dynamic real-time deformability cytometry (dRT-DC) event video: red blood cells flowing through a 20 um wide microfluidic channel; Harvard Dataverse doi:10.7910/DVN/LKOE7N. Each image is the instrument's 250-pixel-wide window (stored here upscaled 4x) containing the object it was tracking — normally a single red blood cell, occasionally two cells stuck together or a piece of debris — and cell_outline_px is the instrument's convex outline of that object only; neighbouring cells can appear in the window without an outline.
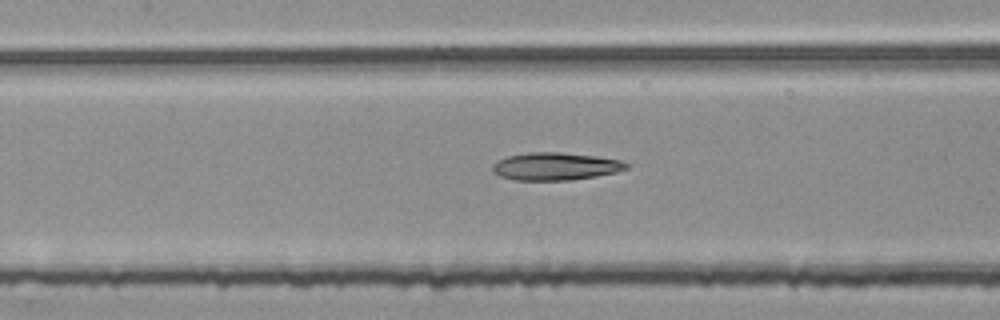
{"species": "common noctule bat (a hibernating species)", "species_latin": "Nyctalus noctula", "temperature_condition": "room temperature", "stored_images_in_passage": 49, "segment_of_instrument_passage": [2, 2], "camera_frame_rate_fps": 3000, "um_per_image_px": 0.085, "animal": {"sex": "female", "body_mass_g": 25.1}, "frame": {"image": 1, "passage_image": 25, "time_ms": 8.0, "image_size_px": [1000, 320], "cell_outline_px": [[628, 168], [616, 172], [596, 176], [568, 180], [516, 180], [500, 176], [492, 172], [492, 164], [496, 160], [508, 156], [528, 152], [560, 152], [596, 156], [620, 160], [628, 164]], "centroid_in_image_um": [47.17, 14.13], "position_along_channel_um": 160.2, "area_um2": 21.56}}
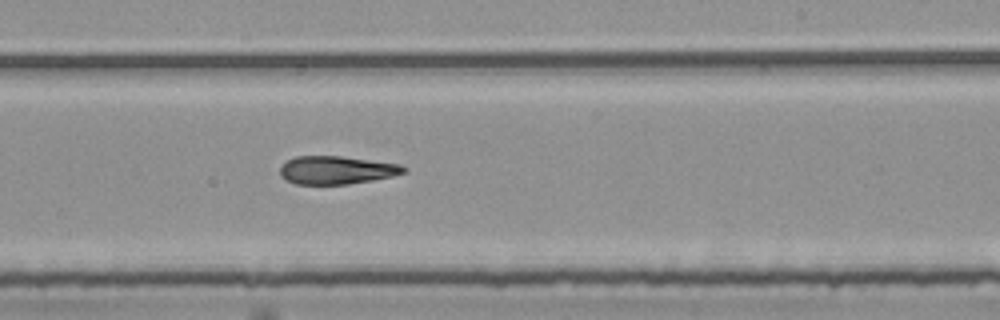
{"frame": {"image": 2, "passage_image": 33, "time_ms": 10.667, "image_size_px": [1000, 320], "cell_outline_px": [[408, 168], [404, 172], [392, 176], [372, 180], [348, 184], [296, 184], [284, 180], [280, 176], [280, 164], [296, 156], [340, 156], [400, 164]], "centroid_in_image_um": [28.56, 14.46], "position_along_channel_um": 260.4, "area_um2": 20.29}}
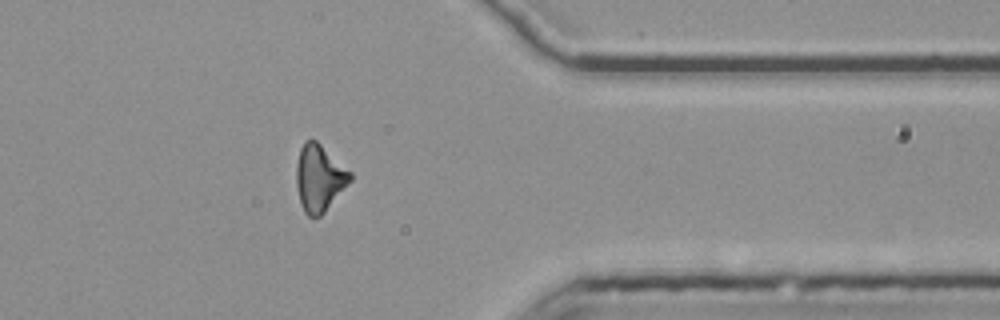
{"frame": {"image": 3, "passage_image": 44, "time_ms": 14.333, "image_size_px": [1000, 320], "cell_outline_px": [[352, 180], [324, 212], [320, 216], [308, 216], [304, 212], [300, 204], [296, 184], [296, 164], [300, 148], [304, 140], [316, 140], [352, 172]], "centroid_in_image_um": [27.13, 15.12], "position_along_channel_um": 384.3, "area_um2": 20.98}}